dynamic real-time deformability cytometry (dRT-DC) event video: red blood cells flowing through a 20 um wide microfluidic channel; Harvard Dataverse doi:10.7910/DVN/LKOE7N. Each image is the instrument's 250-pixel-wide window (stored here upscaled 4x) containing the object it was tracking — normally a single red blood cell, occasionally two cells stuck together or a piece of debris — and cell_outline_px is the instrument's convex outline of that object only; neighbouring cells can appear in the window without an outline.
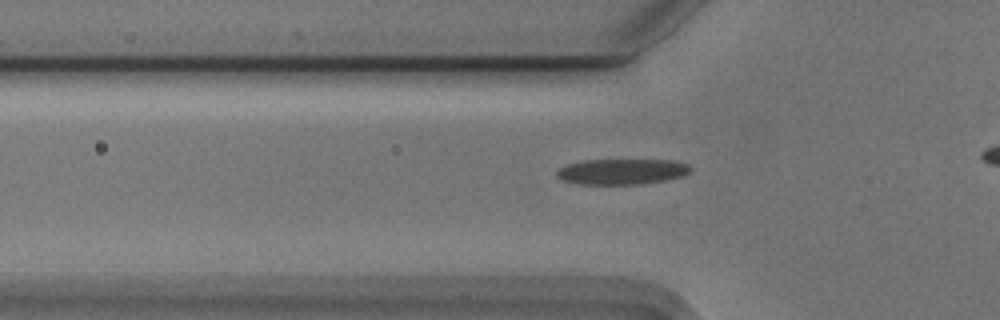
{"species": "Egyptian fruit bat (a non-hibernating species)", "species_latin": "Rousettus aegyptiacus", "temperature_condition": "cold", "stored_images_in_passage": 33, "camera_frame_rate_fps": 3000, "um_per_image_px": 0.085, "animal": {"sex": "male"}, "frame": {"image": 1, "passage_image": 6, "time_ms": 1.667, "image_size_px": [1000, 320], "cell_outline_px": [[692, 168], [688, 172], [680, 176], [664, 180], [640, 184], [576, 184], [564, 180], [556, 176], [556, 172], [560, 168], [568, 164], [584, 160], [672, 160], [688, 164]], "centroid_in_image_um": [52.83, 14.58], "position_along_channel_um": 73.0, "area_um2": 19.77}}
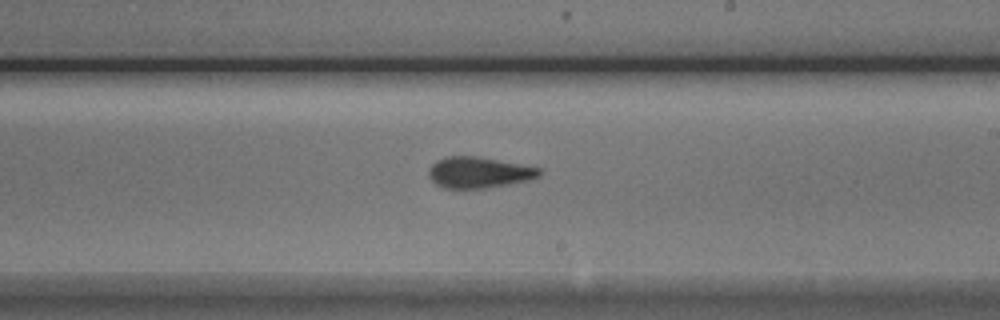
{"frame": {"image": 2, "passage_image": 20, "time_ms": 6.333, "image_size_px": [1000, 320], "cell_outline_px": [[544, 168], [540, 176], [528, 180], [508, 184], [484, 188], [444, 188], [436, 184], [428, 176], [428, 172], [432, 164], [436, 160], [444, 156], [476, 156]], "centroid_in_image_um": [40.71, 14.65], "position_along_channel_um": 248.3, "area_um2": 20.11}}
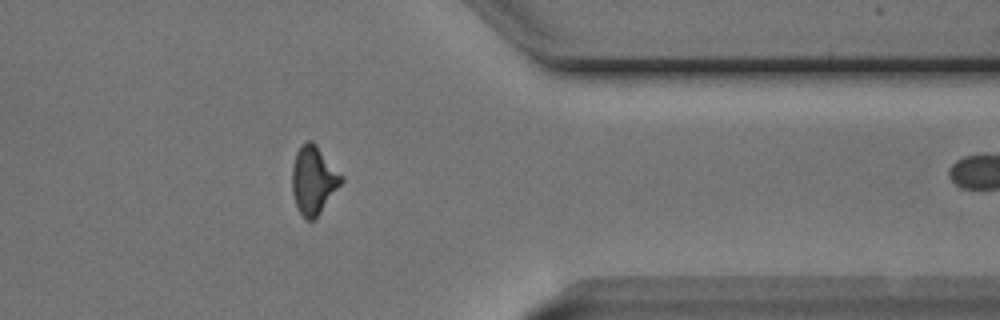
{"frame": {"image": 3, "passage_image": 32, "time_ms": 10.333, "image_size_px": [1000, 320], "cell_outline_px": [[344, 180], [320, 212], [312, 220], [304, 220], [296, 204], [292, 192], [292, 168], [296, 152], [300, 144], [308, 140], [312, 140], [316, 144], [344, 176]], "centroid_in_image_um": [26.65, 15.27], "position_along_channel_um": 384.8, "area_um2": 19.54}}